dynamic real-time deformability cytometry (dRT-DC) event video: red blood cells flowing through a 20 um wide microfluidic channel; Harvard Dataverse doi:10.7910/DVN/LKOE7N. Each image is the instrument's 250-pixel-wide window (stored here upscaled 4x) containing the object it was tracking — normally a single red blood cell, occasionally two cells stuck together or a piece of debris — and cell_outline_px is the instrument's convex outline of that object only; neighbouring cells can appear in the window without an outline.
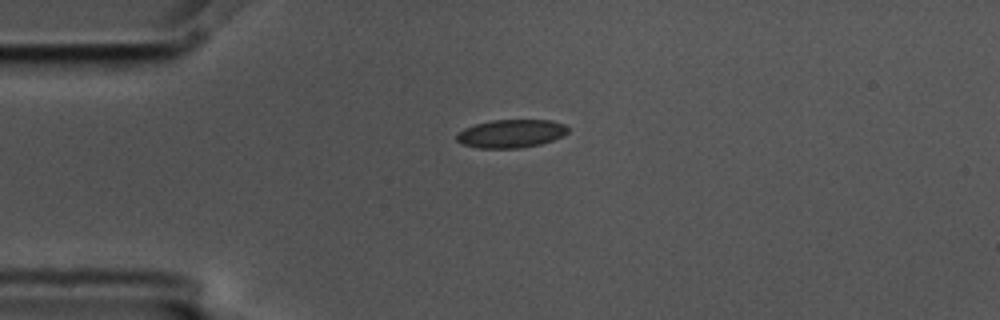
{"species": "common noctule bat (a hibernating species)", "species_latin": "Nyctalus noctula", "temperature_condition": "cold", "stored_images_in_passage": 2, "camera_frame_rate_fps": 3000, "um_per_image_px": 0.085, "animal": {"sex": "male", "body_mass_g": 17.5, "forearm_length_mm": 52.3}, "frame": {"image": 1, "passage_image": 1, "time_ms": 0.0, "image_size_px": [1000, 320], "cell_outline_px": [[568, 132], [564, 136], [540, 144], [520, 148], [476, 148], [460, 144], [456, 140], [456, 132], [464, 128], [476, 124], [492, 120], [552, 120], [564, 124], [568, 128]], "centroid_in_image_um": [43.41, 11.36], "position_along_channel_um": 41.6, "area_um2": 18.5}}